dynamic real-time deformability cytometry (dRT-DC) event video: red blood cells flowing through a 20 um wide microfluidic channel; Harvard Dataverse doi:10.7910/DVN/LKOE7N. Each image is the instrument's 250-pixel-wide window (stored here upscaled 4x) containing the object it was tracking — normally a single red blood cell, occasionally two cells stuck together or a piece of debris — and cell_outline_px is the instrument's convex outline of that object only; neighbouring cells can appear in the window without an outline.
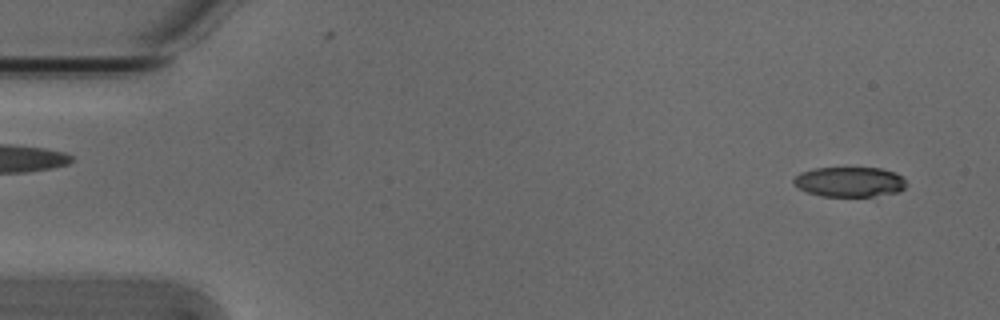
{"species": "Egyptian fruit bat (a non-hibernating species)", "species_latin": "Rousettus aegyptiacus", "temperature_condition": "cold", "stored_images_in_passage": 53, "camera_frame_rate_fps": 3000, "um_per_image_px": 0.085, "animal": {"sex": "male"}, "frame": {"image": 1, "passage_image": 3, "time_ms": 0.667, "image_size_px": [1000, 320], "cell_outline_px": [[908, 184], [904, 188], [896, 192], [872, 196], [820, 196], [796, 188], [792, 184], [792, 180], [800, 172], [816, 168], [880, 168], [896, 172]], "centroid_in_image_um": [72.17, 15.45], "position_along_channel_um": 12.8, "area_um2": 19.71}}
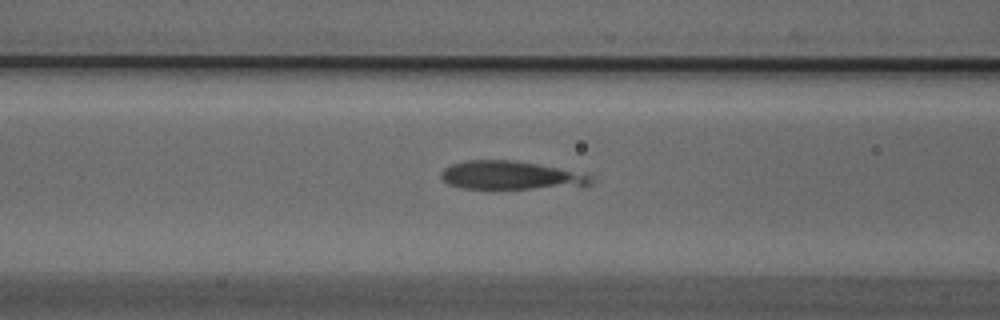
{"frame": {"image": 2, "passage_image": 21, "time_ms": 6.667, "image_size_px": [1000, 320], "cell_outline_px": [[596, 180], [588, 188], [492, 192], [460, 188], [448, 184], [440, 176], [440, 172], [444, 168], [452, 164], [468, 160], [508, 160], [596, 172]], "centroid_in_image_um": [43.71, 14.99], "position_along_channel_um": 122.9, "area_um2": 27.86}}
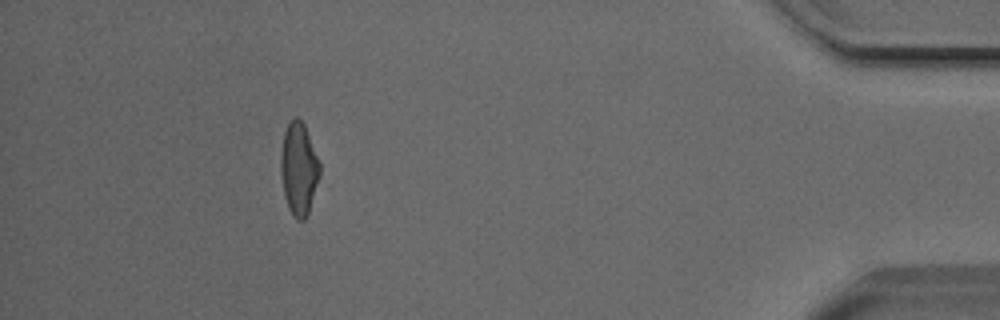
{"frame": {"image": 3, "passage_image": 48, "time_ms": 15.667, "image_size_px": [1000, 320], "cell_outline_px": [[320, 176], [308, 212], [304, 220], [296, 220], [292, 216], [288, 208], [284, 196], [280, 172], [280, 152], [284, 132], [288, 120], [296, 116], [304, 124], [320, 164]], "centroid_in_image_um": [25.37, 14.34], "position_along_channel_um": 409.8, "area_um2": 21.21}}